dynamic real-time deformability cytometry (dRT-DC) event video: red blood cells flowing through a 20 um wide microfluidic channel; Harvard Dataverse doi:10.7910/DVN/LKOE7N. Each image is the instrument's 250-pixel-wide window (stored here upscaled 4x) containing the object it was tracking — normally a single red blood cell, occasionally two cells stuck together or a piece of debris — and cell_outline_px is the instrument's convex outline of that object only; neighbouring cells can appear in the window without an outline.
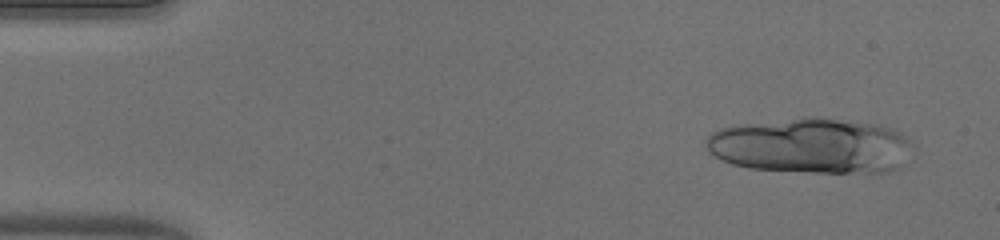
{"species": "human", "species_latin": "Homo sapiens", "temperature_condition": "warm", "stored_images_in_passage": 24, "segment_of_instrument_passage": [1, 2], "camera_frame_rate_fps": 3000, "um_per_image_px": 0.085, "donor": {"sex": "male"}, "frame": {"image": 1, "passage_image": 3, "time_ms": 0.667, "image_size_px": [1000, 240], "cell_outline_px": [[916, 144], [900, 168], [888, 172], [816, 172], [748, 168], [732, 164], [708, 152], [704, 144], [704, 140], [712, 132], [720, 128], [744, 124], [804, 116], [820, 116], [876, 124], [900, 132]], "centroid_in_image_um": [68.98, 12.38], "position_along_channel_um": 16.0, "area_um2": 67.28}}